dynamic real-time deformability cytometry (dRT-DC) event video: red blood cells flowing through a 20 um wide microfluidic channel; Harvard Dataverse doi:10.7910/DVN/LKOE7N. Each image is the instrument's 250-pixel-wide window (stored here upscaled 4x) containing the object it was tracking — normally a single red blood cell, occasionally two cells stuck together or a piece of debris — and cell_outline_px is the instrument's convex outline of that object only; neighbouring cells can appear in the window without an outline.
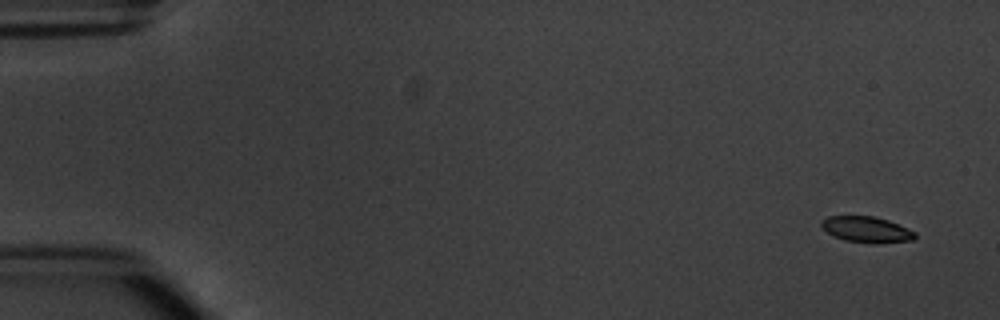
{"species": "common noctule bat (a hibernating species)", "species_latin": "Nyctalus noctula", "temperature_condition": "warm", "stored_images_in_passage": 5, "camera_frame_rate_fps": 3000, "um_per_image_px": 0.085, "animal": {"sex": "male", "body_mass_g": 20.1, "forearm_length_mm": 53.5}, "frame": {"image": 1, "passage_image": 1, "time_ms": 0.0, "image_size_px": [1000, 320], "cell_outline_px": [[916, 236], [912, 240], [876, 244], [844, 240], [832, 236], [820, 224], [820, 220], [828, 216], [876, 216], [888, 220], [916, 232]], "centroid_in_image_um": [73.65, 19.51], "position_along_channel_um": 11.4, "area_um2": 14.22}}
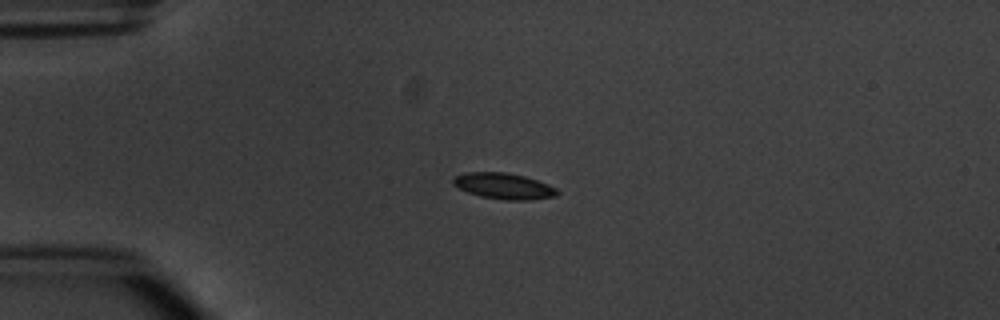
{"frame": {"image": 2, "passage_image": 4, "time_ms": 3.667, "image_size_px": [1000, 320], "cell_outline_px": [[560, 192], [556, 196], [532, 200], [504, 200], [480, 196], [468, 192], [452, 184], [452, 176], [464, 172], [508, 172], [524, 176], [548, 184], [556, 188]], "centroid_in_image_um": [42.81, 15.81], "position_along_channel_um": 42.2, "area_um2": 15.95}}